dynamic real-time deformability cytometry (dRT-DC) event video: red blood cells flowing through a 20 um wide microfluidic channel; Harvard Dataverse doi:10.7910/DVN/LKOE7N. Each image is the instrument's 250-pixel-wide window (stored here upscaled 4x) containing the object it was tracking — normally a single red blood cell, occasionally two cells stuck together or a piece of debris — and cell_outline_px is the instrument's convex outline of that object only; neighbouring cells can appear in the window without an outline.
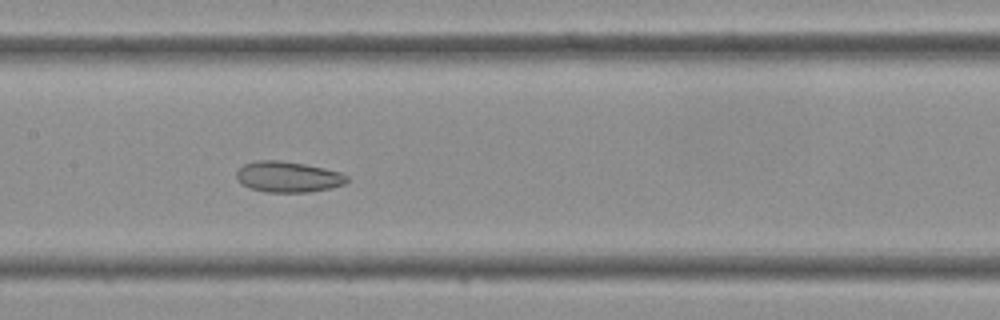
{"species": "Egyptian fruit bat (a non-hibernating species)", "species_latin": "Rousettus aegyptiacus", "temperature_condition": "cold", "stored_images_in_passage": 42, "camera_frame_rate_fps": 3000, "um_per_image_px": 0.085, "frame": {"image": 1, "passage_image": 20, "time_ms": 6.333, "image_size_px": [1000, 320], "cell_outline_px": [[348, 180], [344, 184], [328, 188], [308, 192], [268, 192], [252, 188], [236, 180], [236, 172], [244, 164], [256, 160], [280, 160], [304, 164], [324, 168], [340, 172], [348, 176]], "centroid_in_image_um": [24.47, 15.02], "position_along_channel_um": 182.9, "area_um2": 19.65}}
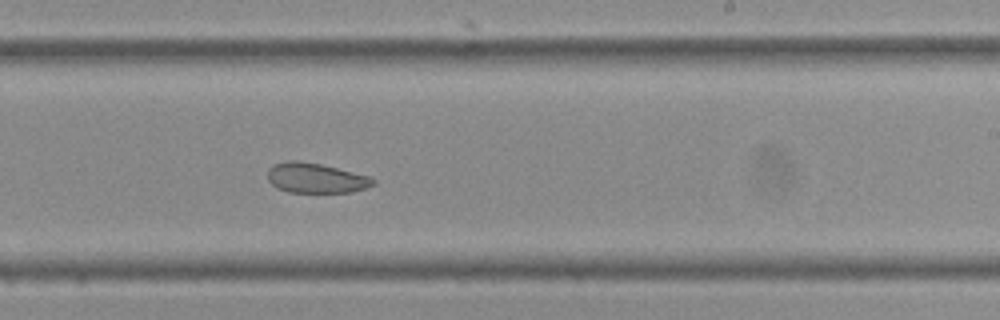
{"frame": {"image": 2, "passage_image": 25, "time_ms": 8.0, "image_size_px": [1000, 320], "cell_outline_px": [[376, 184], [352, 192], [288, 192], [276, 188], [268, 180], [268, 168], [272, 164], [288, 160], [296, 160], [320, 164], [368, 176], [376, 180]], "centroid_in_image_um": [26.8, 15.13], "position_along_channel_um": 262.2, "area_um2": 18.38}}
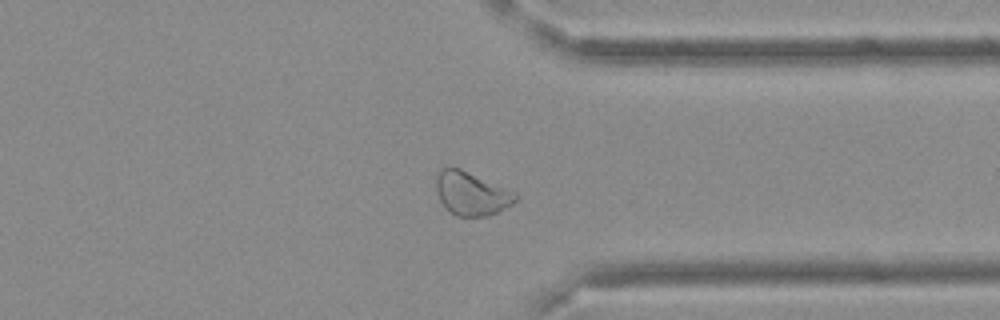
{"frame": {"image": 3, "passage_image": 32, "time_ms": 10.333, "image_size_px": [1000, 320], "cell_outline_px": [[520, 196], [512, 204], [488, 216], [456, 216], [444, 208], [436, 192], [436, 176], [440, 168], [460, 168], [516, 192]], "centroid_in_image_um": [40.06, 16.45], "position_along_channel_um": 371.3, "area_um2": 20.17}}